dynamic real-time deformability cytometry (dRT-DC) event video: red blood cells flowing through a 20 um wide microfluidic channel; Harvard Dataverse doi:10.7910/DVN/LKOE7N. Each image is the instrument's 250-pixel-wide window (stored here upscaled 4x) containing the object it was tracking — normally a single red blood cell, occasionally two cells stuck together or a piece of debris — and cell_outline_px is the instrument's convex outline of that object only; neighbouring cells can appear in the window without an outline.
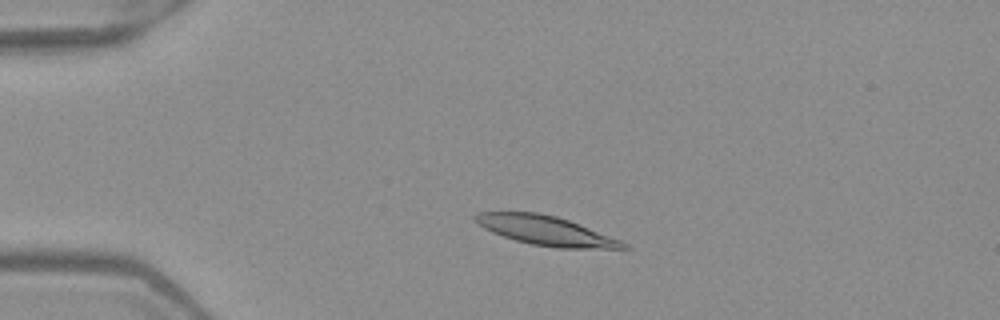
{"species": "Egyptian fruit bat (a non-hibernating species)", "species_latin": "Rousettus aegyptiacus", "temperature_condition": "warm", "stored_images_in_passage": 4, "camera_frame_rate_fps": 3000, "um_per_image_px": 0.085, "frame": {"image": 1, "passage_image": 3, "time_ms": 0.667, "image_size_px": [1000, 320], "cell_outline_px": [[632, 248], [556, 248], [532, 244], [516, 240], [492, 232], [476, 224], [472, 220], [472, 216], [480, 212], [540, 212], [556, 216], [580, 224], [620, 240], [628, 244]], "centroid_in_image_um": [46.36, 19.59], "position_along_channel_um": 38.6, "area_um2": 25.2}}